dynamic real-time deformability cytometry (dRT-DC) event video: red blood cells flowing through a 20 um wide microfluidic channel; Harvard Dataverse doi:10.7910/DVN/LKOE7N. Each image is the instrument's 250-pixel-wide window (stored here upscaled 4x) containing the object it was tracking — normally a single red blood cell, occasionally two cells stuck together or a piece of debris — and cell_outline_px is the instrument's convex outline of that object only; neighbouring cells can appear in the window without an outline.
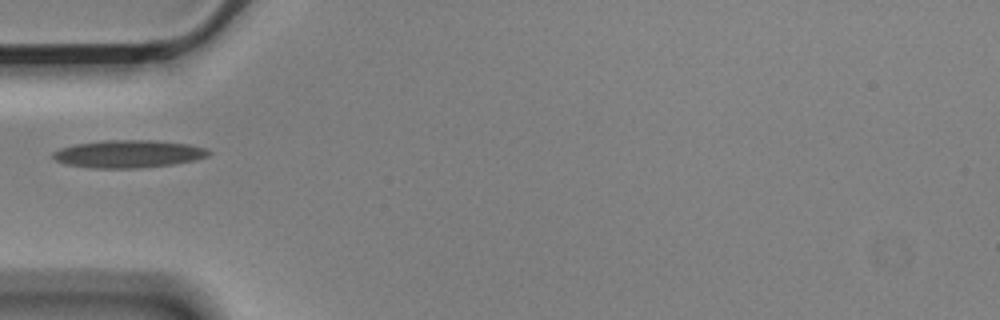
{"species": "Egyptian fruit bat (a non-hibernating species)", "species_latin": "Rousettus aegyptiacus", "temperature_condition": "cold", "stored_images_in_passage": 4, "camera_frame_rate_fps": 3000, "um_per_image_px": 0.085, "animal": {"sex": "male"}, "frame": {"image": 1, "passage_image": 1, "time_ms": 0.0, "image_size_px": [1000, 320], "cell_outline_px": [[212, 152], [208, 156], [192, 160], [172, 164], [140, 168], [92, 168], [68, 164], [56, 160], [52, 156], [52, 152], [60, 148], [76, 144], [104, 140], [156, 140], [188, 144], [204, 148]], "centroid_in_image_um": [10.91, 13.07], "position_along_channel_um": 74.1, "area_um2": 24.91}}
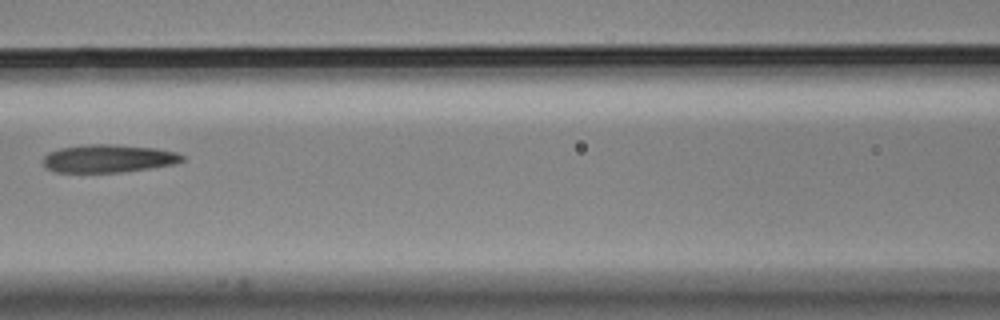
{"frame": {"image": 2, "passage_image": 3, "time_ms": 0.667, "image_size_px": [1000, 320], "cell_outline_px": [[184, 160], [176, 164], [120, 172], [56, 172], [48, 168], [44, 164], [44, 156], [48, 152], [60, 148], [88, 144], [112, 144], [156, 148], [176, 152], [184, 156]], "centroid_in_image_um": [9.23, 13.46], "position_along_channel_um": 157.4, "area_um2": 22.54}}
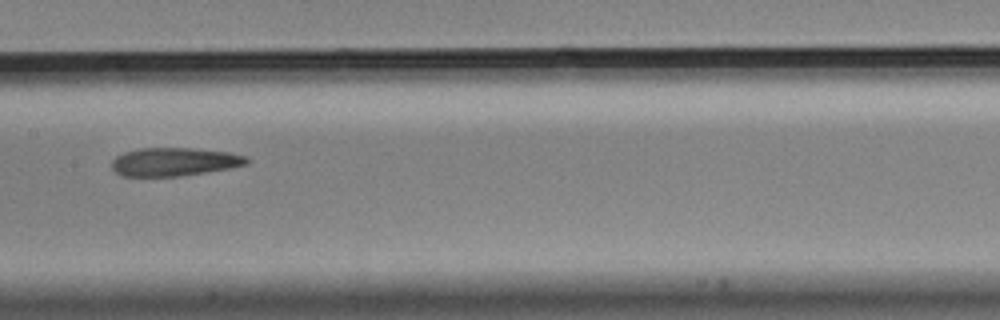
{"frame": {"image": 3, "passage_image": 4, "time_ms": 1.0, "image_size_px": [1000, 320], "cell_outline_px": [[248, 164], [228, 168], [180, 176], [124, 176], [116, 172], [112, 168], [112, 160], [116, 156], [124, 152], [140, 148], [192, 148], [228, 152], [248, 156]], "centroid_in_image_um": [14.81, 13.74], "position_along_channel_um": 192.6, "area_um2": 22.14}}